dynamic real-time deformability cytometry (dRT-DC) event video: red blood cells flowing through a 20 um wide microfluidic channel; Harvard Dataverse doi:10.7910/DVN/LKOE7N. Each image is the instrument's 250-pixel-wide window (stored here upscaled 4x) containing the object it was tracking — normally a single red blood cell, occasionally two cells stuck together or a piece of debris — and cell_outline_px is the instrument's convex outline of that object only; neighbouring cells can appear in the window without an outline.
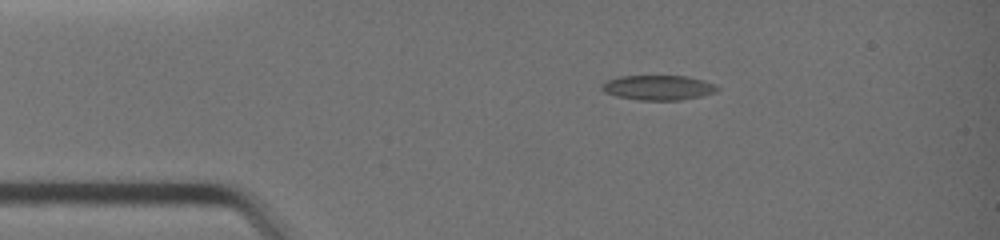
{"species": "common noctule bat (a hibernating species)", "species_latin": "Nyctalus noctula", "temperature_condition": "warm", "stored_images_in_passage": 5, "camera_frame_rate_fps": 3000, "um_per_image_px": 0.085, "animal": {"sex": "female", "body_mass_g": 19.0, "forearm_length_mm": 51.5}, "frame": {"image": 1, "passage_image": 1, "time_ms": 0.0, "image_size_px": [1000, 240], "cell_outline_px": [[720, 88], [716, 92], [700, 96], [680, 100], [640, 100], [616, 96], [604, 92], [600, 88], [600, 84], [608, 80], [620, 76], [688, 76], [704, 80], [716, 84]], "centroid_in_image_um": [55.95, 7.44], "position_along_channel_um": 29.0, "area_um2": 16.82}}